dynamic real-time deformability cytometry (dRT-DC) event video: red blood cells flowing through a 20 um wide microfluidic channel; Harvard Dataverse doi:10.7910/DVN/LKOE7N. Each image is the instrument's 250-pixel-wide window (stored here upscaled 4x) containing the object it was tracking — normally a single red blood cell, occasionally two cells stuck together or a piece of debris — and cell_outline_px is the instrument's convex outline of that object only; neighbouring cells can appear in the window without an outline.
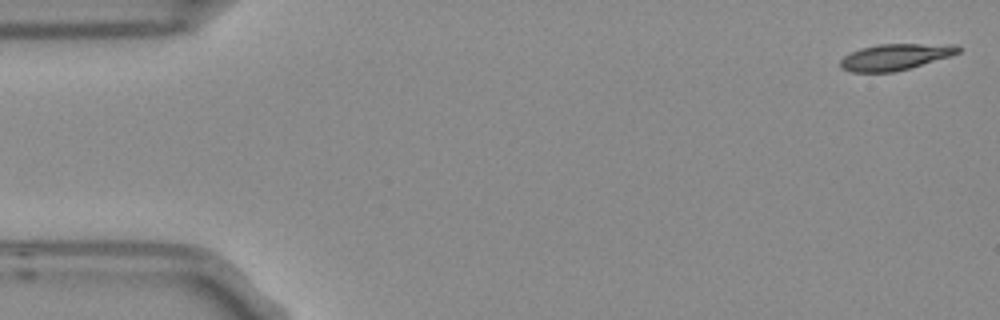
{"species": "Egyptian fruit bat (a non-hibernating species)", "species_latin": "Rousettus aegyptiacus", "temperature_condition": "room temperature", "stored_images_in_passage": 5, "camera_frame_rate_fps": 3000, "um_per_image_px": 0.085, "frame": {"image": 1, "passage_image": 1, "time_ms": 0.0, "image_size_px": [1000, 320], "cell_outline_px": [[960, 52], [948, 56], [908, 68], [892, 72], [852, 72], [840, 68], [840, 60], [844, 56], [860, 48], [880, 44], [956, 44], [960, 48]], "centroid_in_image_um": [76.06, 4.83], "position_along_channel_um": 8.9, "area_um2": 17.74}}
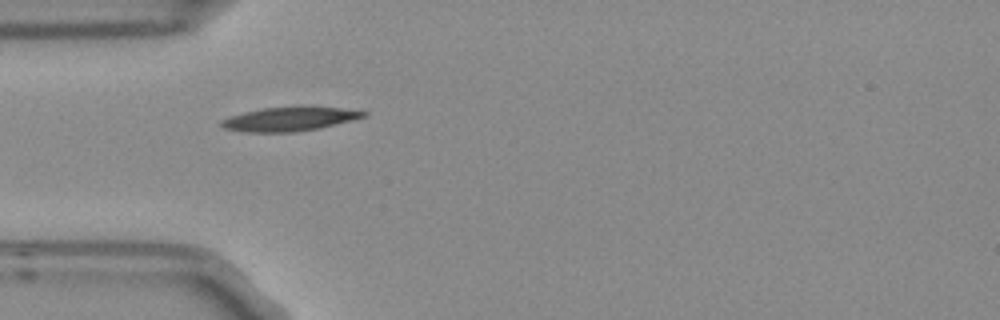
{"frame": {"image": 2, "passage_image": 5, "time_ms": 1.333, "image_size_px": [1000, 320], "cell_outline_px": [[368, 116], [320, 128], [292, 132], [240, 132], [224, 128], [220, 124], [220, 120], [228, 116], [260, 108], [296, 104], [312, 104], [368, 112]], "centroid_in_image_um": [24.61, 10.07], "position_along_channel_um": 60.4, "area_um2": 20.87}}